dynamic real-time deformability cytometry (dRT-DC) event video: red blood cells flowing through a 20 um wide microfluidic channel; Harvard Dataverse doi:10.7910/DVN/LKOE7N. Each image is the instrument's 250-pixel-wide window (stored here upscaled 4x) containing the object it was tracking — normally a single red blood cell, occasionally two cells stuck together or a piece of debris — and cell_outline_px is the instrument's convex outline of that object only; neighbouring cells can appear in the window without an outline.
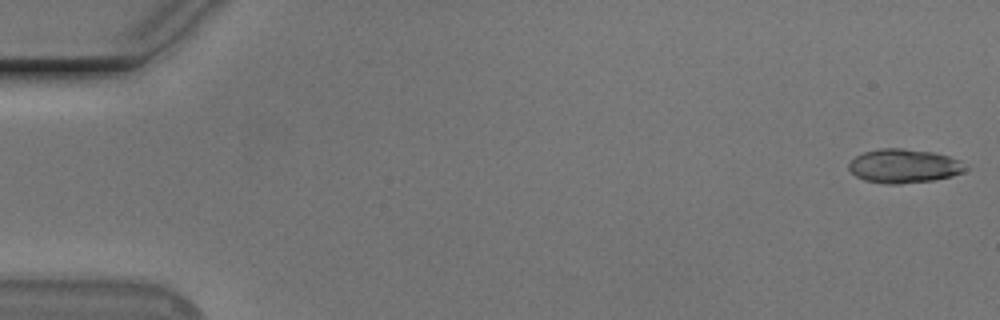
{"species": "Egyptian fruit bat (a non-hibernating species)", "species_latin": "Rousettus aegyptiacus", "temperature_condition": "cold", "stored_images_in_passage": 55, "camera_frame_rate_fps": 3000, "um_per_image_px": 0.085, "animal": {"sex": "male"}, "frame": {"image": 1, "passage_image": 1, "time_ms": 0.0, "image_size_px": [1000, 320], "cell_outline_px": [[968, 168], [964, 172], [952, 176], [932, 180], [900, 184], [888, 184], [864, 180], [856, 176], [848, 168], [848, 164], [856, 156], [864, 152], [880, 148], [900, 148], [932, 152], [948, 156], [960, 160]], "centroid_in_image_um": [76.84, 14.11], "position_along_channel_um": 8.2, "area_um2": 23.0}}
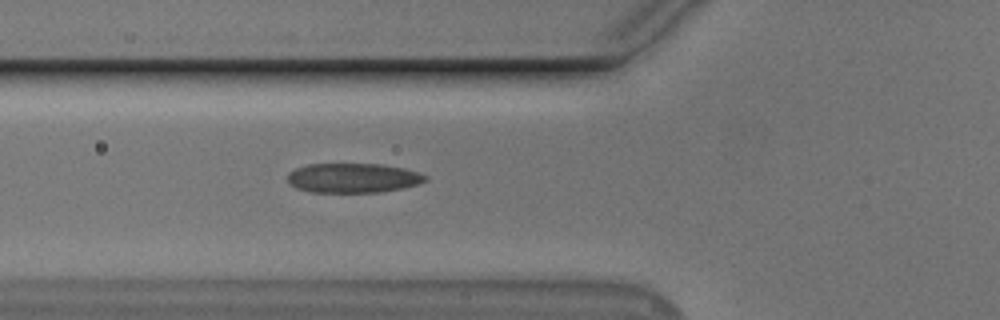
{"frame": {"image": 2, "passage_image": 20, "time_ms": 6.333, "image_size_px": [1000, 320], "cell_outline_px": [[428, 180], [404, 188], [380, 192], [312, 192], [296, 188], [288, 180], [288, 172], [296, 168], [308, 164], [380, 164], [404, 168], [420, 172], [428, 176]], "centroid_in_image_um": [30.04, 15.12], "position_along_channel_um": 95.8, "area_um2": 23.76}}
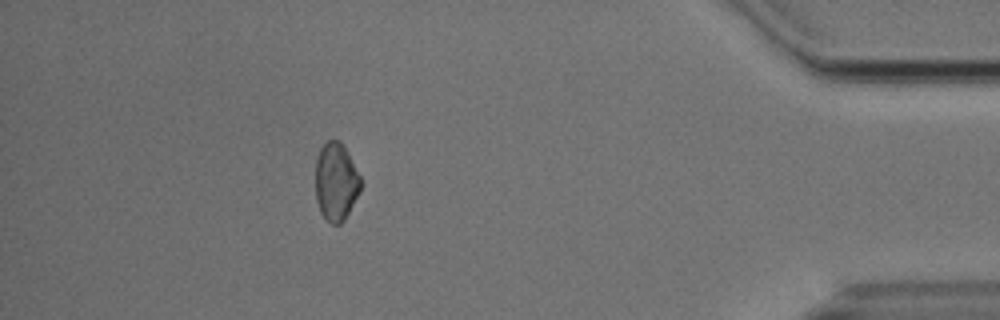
{"frame": {"image": 3, "passage_image": 49, "time_ms": 16.0, "image_size_px": [1000, 320], "cell_outline_px": [[364, 184], [344, 220], [340, 224], [332, 224], [320, 212], [316, 200], [316, 160], [320, 148], [328, 140], [340, 140], [348, 152]], "centroid_in_image_um": [28.57, 15.44], "position_along_channel_um": 406.6, "area_um2": 20.63}, "authors_computed_cell_mechanics": {"area_um2": 23.0044, "velocity_mm_per_s": 3.718, "shape_relaxation_time_tau1_ms": 5.2616, "shape_relaxation_time_tau2_ms": 1.9539, "deformation_change_tau1": 0.1551, "deformation_change_tau2": 0.0943}}